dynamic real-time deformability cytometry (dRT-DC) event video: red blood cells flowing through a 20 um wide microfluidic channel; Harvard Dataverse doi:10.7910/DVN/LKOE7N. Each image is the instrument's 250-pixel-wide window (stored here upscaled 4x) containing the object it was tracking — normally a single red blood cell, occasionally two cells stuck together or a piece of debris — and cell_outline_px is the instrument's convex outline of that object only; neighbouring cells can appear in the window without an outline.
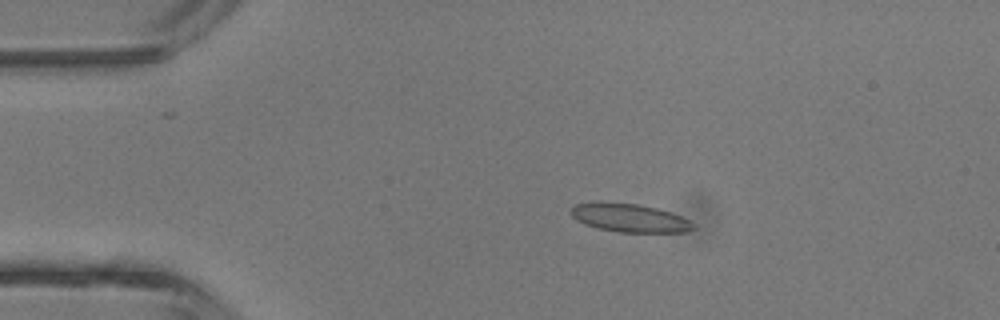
{"species": "common noctule bat (a hibernating species)", "species_latin": "Nyctalus noctula", "temperature_condition": "room temperature", "stored_images_in_passage": 4, "camera_frame_rate_fps": 3000, "um_per_image_px": 0.085, "animal": {"sex": "male", "body_mass_g": 13.3}, "frame": {"image": 1, "passage_image": 3, "time_ms": 2.333, "image_size_px": [1000, 320], "cell_outline_px": [[696, 228], [684, 232], [620, 232], [596, 228], [584, 224], [576, 220], [572, 216], [572, 208], [576, 204], [596, 200], [604, 200], [640, 204], [656, 208], [680, 216], [696, 224]], "centroid_in_image_um": [53.47, 18.49], "position_along_channel_um": 31.5, "area_um2": 20.58}}